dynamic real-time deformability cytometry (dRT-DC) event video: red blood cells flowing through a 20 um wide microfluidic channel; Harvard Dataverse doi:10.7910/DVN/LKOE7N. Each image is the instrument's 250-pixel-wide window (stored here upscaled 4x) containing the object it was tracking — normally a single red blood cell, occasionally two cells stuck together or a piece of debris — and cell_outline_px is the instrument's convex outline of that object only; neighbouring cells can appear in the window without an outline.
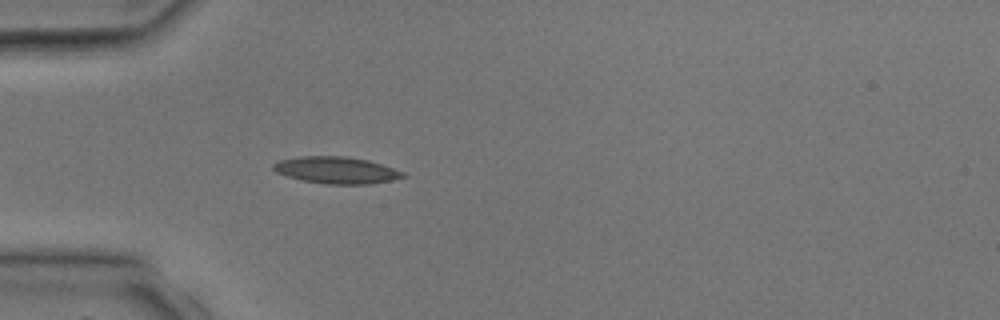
{"species": "common noctule bat (a hibernating species)", "species_latin": "Nyctalus noctula", "temperature_condition": "room temperature", "stored_images_in_passage": 1, "camera_frame_rate_fps": 3000, "um_per_image_px": 0.085, "animal": {"sex": "male", "body_mass_g": 17.9, "forearm_length_mm": 54.2}, "frame": {"image": 1, "passage_image": 1, "time_ms": 0.0, "image_size_px": [1000, 320], "cell_outline_px": [[408, 176], [392, 180], [372, 184], [328, 184], [304, 180], [288, 176], [276, 172], [272, 168], [272, 164], [280, 160], [300, 156], [348, 156], [368, 160], [404, 172]], "centroid_in_image_um": [28.61, 14.46], "position_along_channel_um": 56.4, "area_um2": 20.17}}